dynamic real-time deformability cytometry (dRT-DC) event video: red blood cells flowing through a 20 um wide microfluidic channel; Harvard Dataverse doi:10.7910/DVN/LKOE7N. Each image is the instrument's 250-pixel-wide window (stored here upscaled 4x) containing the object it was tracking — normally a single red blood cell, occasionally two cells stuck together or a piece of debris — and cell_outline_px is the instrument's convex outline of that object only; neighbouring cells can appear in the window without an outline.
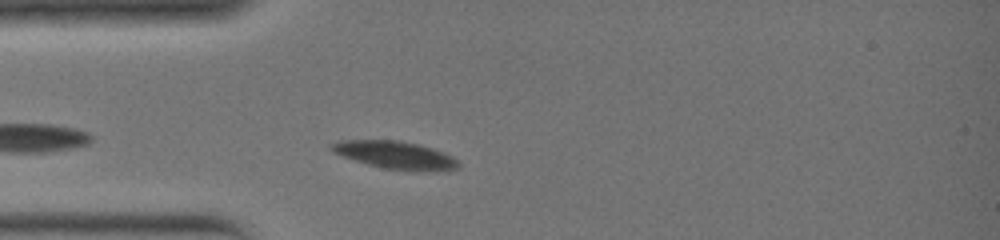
{"species": "common noctule bat (a hibernating species)", "species_latin": "Nyctalus noctula", "temperature_condition": "warm", "stored_images_in_passage": 24, "camera_frame_rate_fps": 3000, "um_per_image_px": 0.085, "animal": {"sex": "female", "body_mass_g": 19.0, "forearm_length_mm": 51.5}, "frame": {"image": 1, "passage_image": 1, "time_ms": 0.0, "image_size_px": [1000, 240], "cell_outline_px": [[460, 168], [424, 172], [412, 172], [384, 168], [368, 164], [332, 152], [328, 148], [328, 144], [340, 140], [396, 140], [416, 144], [432, 148], [452, 156], [460, 160]], "centroid_in_image_um": [33.62, 13.19], "position_along_channel_um": 51.4, "area_um2": 20.69}}
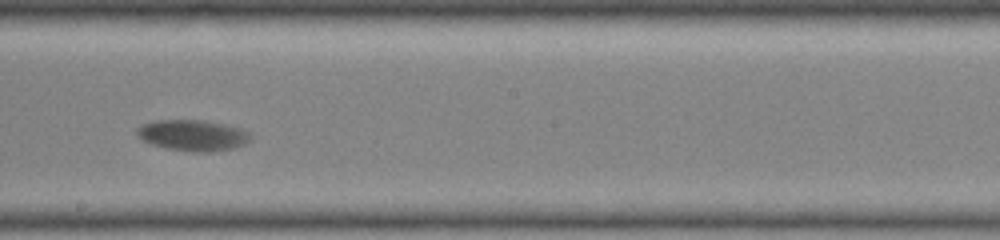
{"frame": {"image": 2, "passage_image": 12, "time_ms": 3.667, "image_size_px": [1000, 240], "cell_outline_px": [[252, 136], [244, 144], [232, 148], [212, 152], [192, 152], [168, 148], [152, 144], [140, 140], [136, 136], [136, 128], [140, 124], [152, 120], [204, 120], [224, 124], [240, 128], [248, 132]], "centroid_in_image_um": [16.32, 11.49], "position_along_channel_um": 231.9, "area_um2": 20.69}}
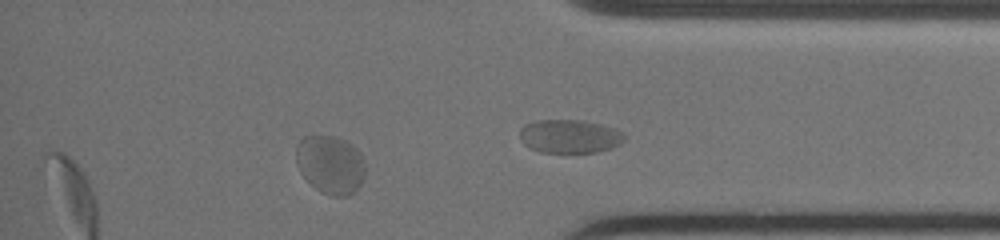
{"frame": {"image": 3, "passage_image": 21, "time_ms": 6.667, "image_size_px": [1000, 240], "cell_outline_px": [[364, 180], [348, 196], [332, 196], [320, 192], [300, 172], [296, 160], [296, 144], [304, 136], [336, 136], [352, 144], [356, 148], [364, 164]], "centroid_in_image_um": [28.07, 13.98], "position_along_channel_um": 407.1, "area_um2": 23.35}}